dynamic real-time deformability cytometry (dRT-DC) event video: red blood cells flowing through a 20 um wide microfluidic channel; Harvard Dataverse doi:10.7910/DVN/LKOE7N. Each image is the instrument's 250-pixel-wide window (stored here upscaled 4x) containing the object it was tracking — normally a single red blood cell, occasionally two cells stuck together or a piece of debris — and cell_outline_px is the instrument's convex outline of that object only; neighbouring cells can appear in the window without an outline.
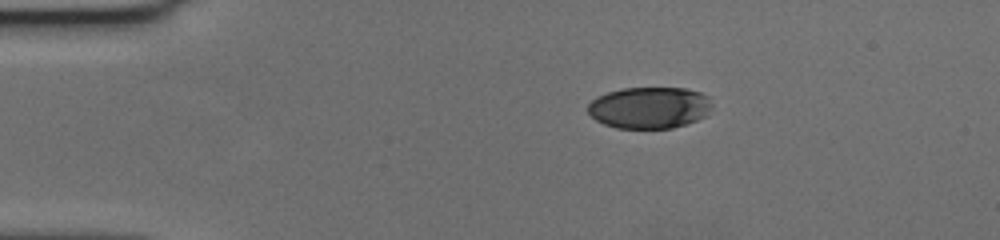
{"species": "human", "species_latin": "Homo sapiens", "temperature_condition": "cold", "stored_images_in_passage": 41, "camera_frame_rate_fps": 3000, "um_per_image_px": 0.085, "donor": {"sex": "female"}, "frame": {"image": 1, "passage_image": 1, "time_ms": 0.0, "image_size_px": [1000, 240], "cell_outline_px": [[712, 104], [704, 116], [696, 120], [672, 128], [616, 128], [604, 124], [596, 120], [588, 112], [588, 104], [596, 96], [608, 92], [624, 88], [684, 88], [700, 92], [708, 96]], "centroid_in_image_um": [55.17, 9.14], "position_along_channel_um": 29.8, "area_um2": 29.94}}
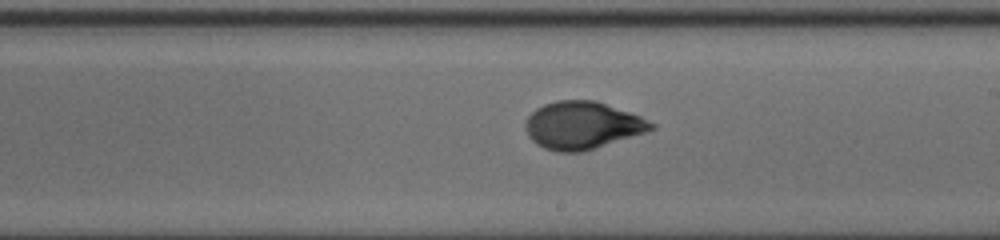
{"frame": {"image": 2, "passage_image": 24, "time_ms": 7.667, "image_size_px": [1000, 240], "cell_outline_px": [[656, 128], [584, 152], [556, 152], [544, 148], [536, 144], [528, 136], [524, 124], [528, 116], [536, 108], [544, 104], [556, 100], [596, 100], [640, 116], [656, 124]], "centroid_in_image_um": [49.47, 10.65], "position_along_channel_um": 239.5, "area_um2": 34.85}}
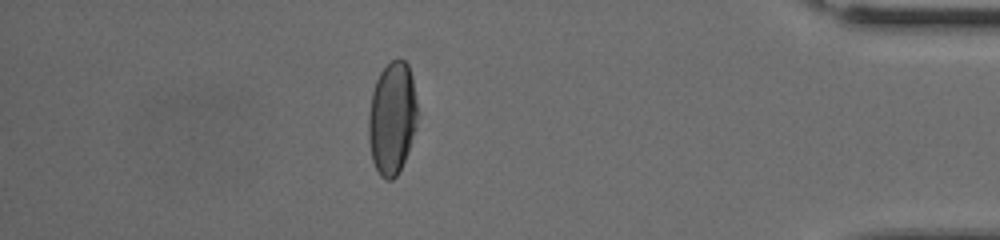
{"frame": {"image": 3, "passage_image": 41, "time_ms": 13.333, "image_size_px": [1000, 240], "cell_outline_px": [[416, 128], [404, 160], [396, 176], [392, 180], [384, 180], [380, 176], [372, 160], [368, 140], [368, 116], [372, 92], [376, 80], [380, 72], [392, 60], [404, 60], [408, 64], [412, 76], [416, 100]], "centroid_in_image_um": [33.31, 10.05], "position_along_channel_um": 401.9, "area_um2": 31.96}, "authors_computed_cell_mechanics": {"area_um2": 33.7552, "velocity_mm_per_s": 3.5761, "shape_relaxation_time_tau1_ms": 3.7392, "shape_relaxation_time_tau2_ms": 0.8031, "deformation_change_tau1": 0.1701, "deformation_change_tau2": 0.0422}}